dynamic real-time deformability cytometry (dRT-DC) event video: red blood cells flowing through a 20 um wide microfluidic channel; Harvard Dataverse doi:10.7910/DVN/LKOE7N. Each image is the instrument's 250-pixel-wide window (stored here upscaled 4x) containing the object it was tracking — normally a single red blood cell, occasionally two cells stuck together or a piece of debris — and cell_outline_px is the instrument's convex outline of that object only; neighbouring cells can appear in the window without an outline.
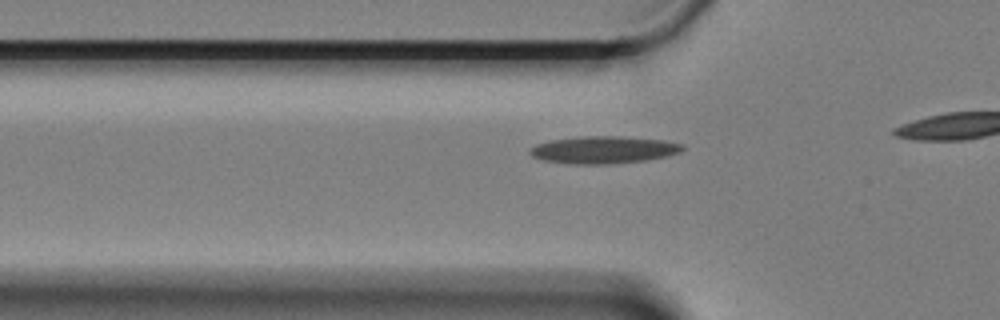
{"species": "Egyptian fruit bat (a non-hibernating species)", "species_latin": "Rousettus aegyptiacus", "temperature_condition": "cold", "stored_images_in_passage": 18, "camera_frame_rate_fps": 3000, "um_per_image_px": 0.085, "animal": {"sex": "female"}, "frame": {"image": 1, "passage_image": 8, "time_ms": 2.333, "image_size_px": [1000, 320], "cell_outline_px": [[684, 148], [680, 152], [668, 156], [644, 160], [608, 164], [576, 164], [544, 160], [532, 156], [528, 152], [528, 148], [536, 144], [552, 140], [580, 136], [620, 136], [664, 140], [684, 144]], "centroid_in_image_um": [51.31, 12.72], "position_along_channel_um": 74.5, "area_um2": 24.28}}
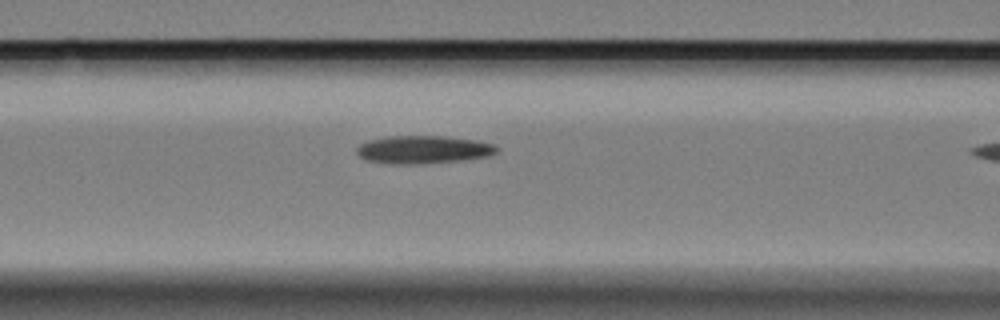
{"frame": {"image": 2, "passage_image": 13, "time_ms": 4.0, "image_size_px": [1000, 320], "cell_outline_px": [[500, 148], [496, 152], [488, 156], [460, 160], [420, 164], [392, 164], [368, 160], [360, 156], [356, 152], [356, 148], [360, 144], [368, 140], [388, 136], [444, 136], [476, 140], [496, 144]], "centroid_in_image_um": [35.99, 12.71], "position_along_channel_um": 130.6, "area_um2": 22.83}}
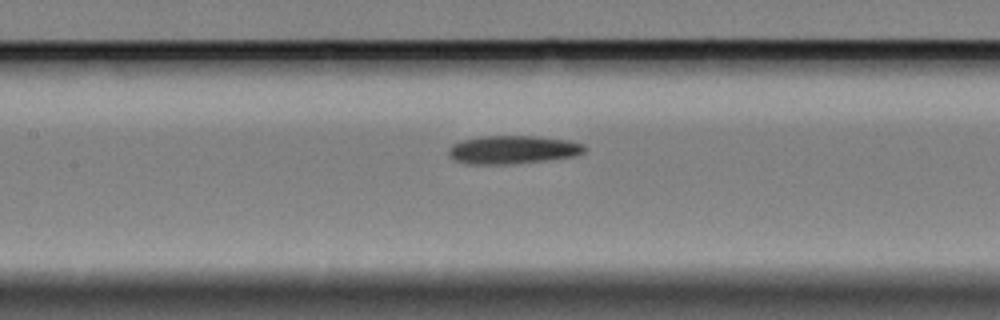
{"frame": {"image": 3, "passage_image": 16, "time_ms": 5.0, "image_size_px": [1000, 320], "cell_outline_px": [[588, 148], [584, 152], [576, 156], [548, 160], [512, 164], [468, 164], [456, 160], [448, 156], [448, 148], [452, 144], [464, 140], [480, 136], [536, 136], [568, 140], [584, 144]], "centroid_in_image_um": [43.61, 12.73], "position_along_channel_um": 163.8, "area_um2": 22.6}}